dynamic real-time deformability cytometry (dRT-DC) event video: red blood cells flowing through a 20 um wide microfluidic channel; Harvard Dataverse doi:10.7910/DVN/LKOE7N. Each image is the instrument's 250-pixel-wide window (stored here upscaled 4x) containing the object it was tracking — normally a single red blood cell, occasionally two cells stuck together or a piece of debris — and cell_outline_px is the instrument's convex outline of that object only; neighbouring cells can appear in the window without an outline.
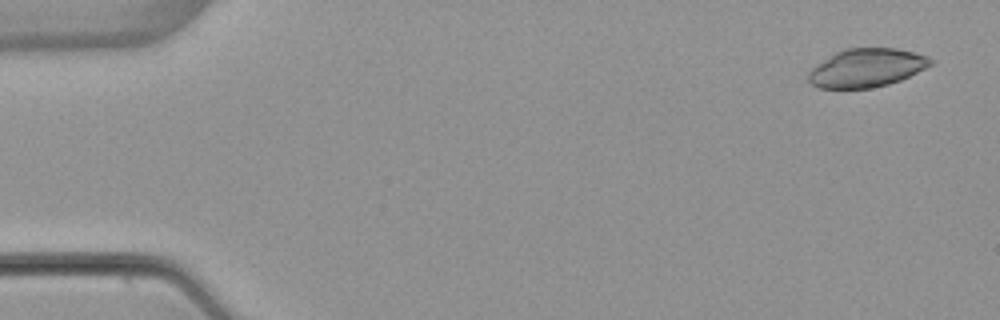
{"species": "common noctule bat (a hibernating species)", "species_latin": "Nyctalus noctula", "temperature_condition": "warm", "stored_images_in_passage": 5, "camera_frame_rate_fps": 3000, "um_per_image_px": 0.085, "animal": {"sex": "female", "body_mass_g": 22.7, "forearm_length_mm": 54.2}, "frame": {"image": 1, "passage_image": 1, "time_ms": 0.0, "image_size_px": [1000, 320], "cell_outline_px": [[932, 64], [900, 80], [888, 84], [872, 88], [820, 88], [812, 84], [808, 80], [808, 72], [816, 64], [836, 52], [848, 48], [896, 48], [916, 52], [928, 56], [932, 60]], "centroid_in_image_um": [73.65, 5.76], "position_along_channel_um": 11.3, "area_um2": 27.22}}
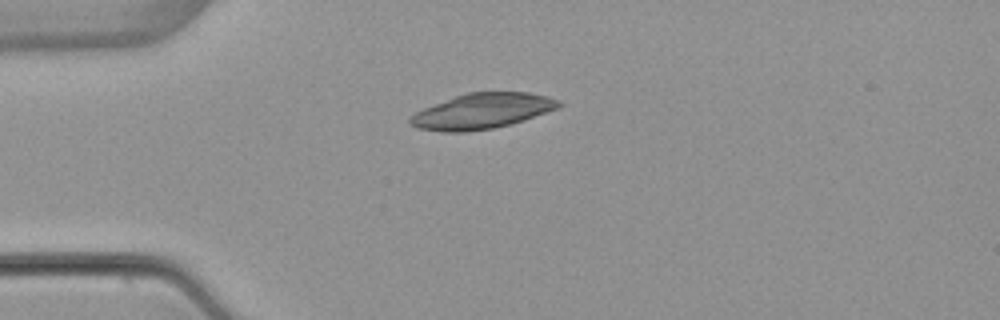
{"frame": {"image": 2, "passage_image": 4, "time_ms": 3.667, "image_size_px": [1000, 320], "cell_outline_px": [[564, 104], [556, 108], [524, 120], [512, 124], [492, 128], [464, 132], [444, 132], [416, 128], [408, 124], [408, 120], [416, 112], [424, 108], [456, 96], [468, 92], [528, 92], [548, 96], [560, 100]], "centroid_in_image_um": [40.98, 9.45], "position_along_channel_um": 44.0, "area_um2": 30.52}}